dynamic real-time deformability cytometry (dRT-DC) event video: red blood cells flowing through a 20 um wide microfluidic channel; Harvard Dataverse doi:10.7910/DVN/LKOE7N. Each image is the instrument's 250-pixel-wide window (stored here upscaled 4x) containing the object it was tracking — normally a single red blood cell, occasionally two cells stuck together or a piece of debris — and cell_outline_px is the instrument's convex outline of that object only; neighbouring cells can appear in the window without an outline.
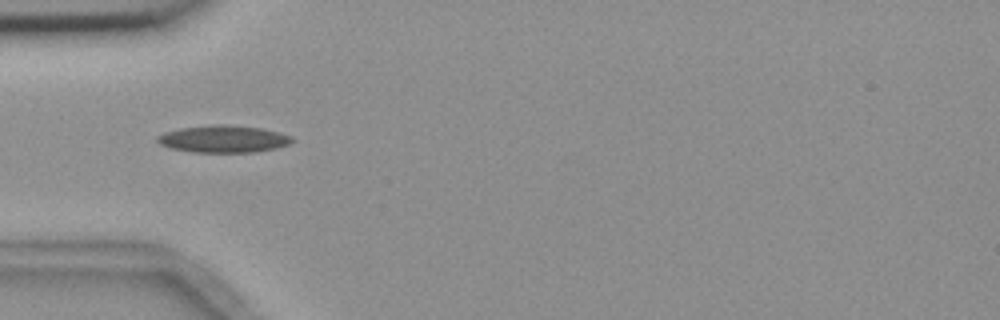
{"species": "common noctule bat (a hibernating species)", "species_latin": "Nyctalus noctula", "temperature_condition": "room temperature", "stored_images_in_passage": 3, "camera_frame_rate_fps": 3000, "um_per_image_px": 0.085, "animal": {"sex": "female", "body_mass_g": 18.4}, "frame": {"image": 1, "passage_image": 3, "time_ms": 2.667, "image_size_px": [1000, 320], "cell_outline_px": [[296, 140], [288, 144], [276, 148], [252, 152], [192, 152], [172, 148], [160, 144], [156, 140], [156, 136], [164, 132], [180, 128], [220, 124], [260, 128], [292, 136]], "centroid_in_image_um": [18.97, 11.81], "position_along_channel_um": 66.0, "area_um2": 21.1}}